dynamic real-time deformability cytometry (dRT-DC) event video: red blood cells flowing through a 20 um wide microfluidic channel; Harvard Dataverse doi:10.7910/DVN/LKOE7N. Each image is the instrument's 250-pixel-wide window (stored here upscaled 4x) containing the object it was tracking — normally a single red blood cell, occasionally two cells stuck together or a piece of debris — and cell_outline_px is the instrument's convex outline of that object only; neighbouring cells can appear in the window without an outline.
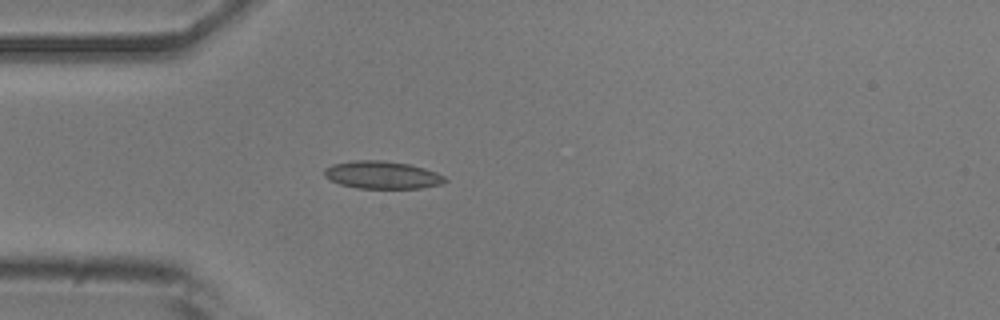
{"species": "common noctule bat (a hibernating species)", "species_latin": "Nyctalus noctula", "temperature_condition": "room temperature", "stored_images_in_passage": 1, "camera_frame_rate_fps": 3000, "um_per_image_px": 0.085, "animal": {"sex": "male", "body_mass_g": 20.5, "forearm_length_mm": 52.5}, "frame": {"image": 1, "passage_image": 1, "time_ms": 0.0, "image_size_px": [1000, 320], "cell_outline_px": [[448, 180], [440, 184], [420, 188], [356, 188], [340, 184], [324, 176], [324, 168], [332, 164], [352, 160], [384, 160], [408, 164], [424, 168], [436, 172], [444, 176]], "centroid_in_image_um": [32.46, 14.86], "position_along_channel_um": 52.5, "area_um2": 19.42}}